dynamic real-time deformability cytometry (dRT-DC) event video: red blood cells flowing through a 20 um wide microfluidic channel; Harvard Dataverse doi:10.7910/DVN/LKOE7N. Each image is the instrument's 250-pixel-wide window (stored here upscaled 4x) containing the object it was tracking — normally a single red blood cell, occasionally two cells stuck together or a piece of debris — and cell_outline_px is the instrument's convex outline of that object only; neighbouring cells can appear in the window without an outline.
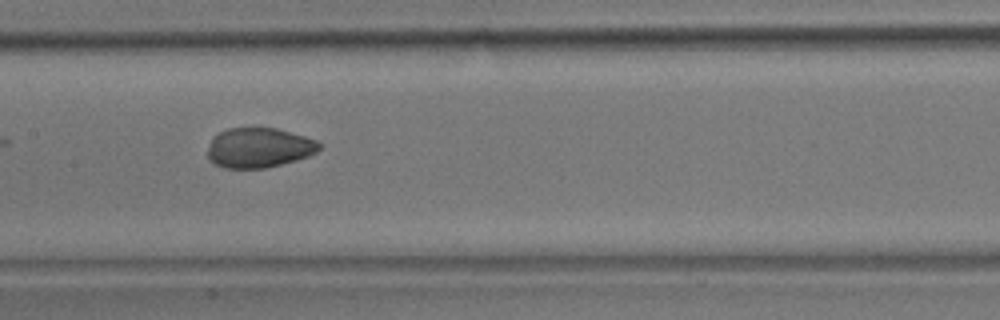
{"species": "common noctule bat (a hibernating species)", "species_latin": "Nyctalus noctula", "temperature_condition": "room temperature", "stored_images_in_passage": 13, "camera_frame_rate_fps": 3000, "um_per_image_px": 0.085, "animal": {"sex": "male", "body_mass_g": 17.9}, "frame": {"image": 1, "passage_image": 7, "time_ms": 2.0, "image_size_px": [1000, 320], "cell_outline_px": [[324, 144], [316, 152], [308, 156], [296, 160], [264, 168], [224, 168], [216, 164], [208, 156], [208, 148], [212, 136], [228, 128], [276, 128], [304, 136], [316, 140]], "centroid_in_image_um": [22.02, 12.55], "position_along_channel_um": 185.4, "area_um2": 25.84}}
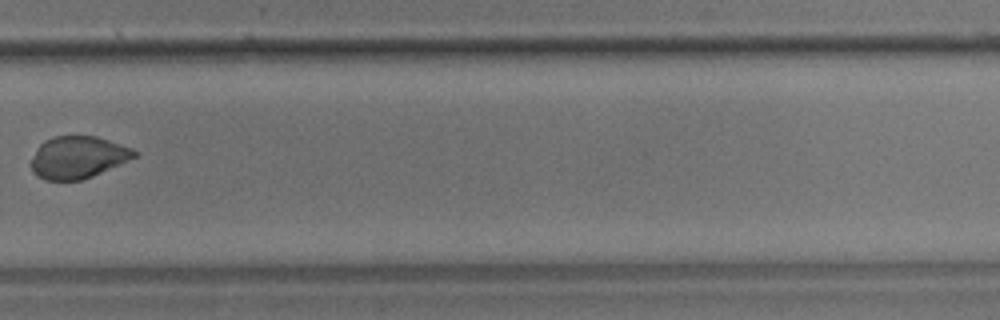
{"frame": {"image": 2, "passage_image": 10, "time_ms": 3.0, "image_size_px": [1000, 320], "cell_outline_px": [[136, 156], [120, 164], [92, 176], [80, 180], [44, 180], [36, 176], [32, 172], [28, 164], [32, 156], [40, 144], [44, 140], [52, 136], [96, 136], [132, 148], [136, 152]], "centroid_in_image_um": [6.55, 13.37], "position_along_channel_um": 323.3, "area_um2": 25.43}}